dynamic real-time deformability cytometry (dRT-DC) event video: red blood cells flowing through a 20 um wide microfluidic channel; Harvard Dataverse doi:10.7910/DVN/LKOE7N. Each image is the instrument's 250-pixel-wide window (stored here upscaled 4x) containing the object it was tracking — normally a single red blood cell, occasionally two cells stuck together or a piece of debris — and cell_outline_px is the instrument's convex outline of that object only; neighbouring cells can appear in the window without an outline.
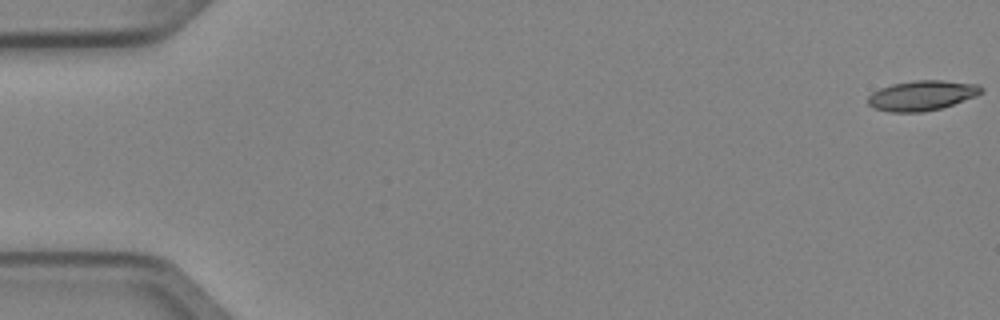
{"species": "Egyptian fruit bat (a non-hibernating species)", "species_latin": "Rousettus aegyptiacus", "temperature_condition": "cold", "stored_images_in_passage": 6, "camera_frame_rate_fps": 3000, "um_per_image_px": 0.085, "animal": {"sex": "female"}, "frame": {"image": 1, "passage_image": 1, "time_ms": 0.0, "image_size_px": [1000, 320], "cell_outline_px": [[984, 92], [976, 96], [940, 108], [924, 112], [892, 112], [876, 108], [868, 104], [868, 96], [872, 92], [880, 88], [892, 84], [916, 80], [944, 80], [980, 84], [984, 88]], "centroid_in_image_um": [78.4, 8.1], "position_along_channel_um": 6.6, "area_um2": 19.83}}
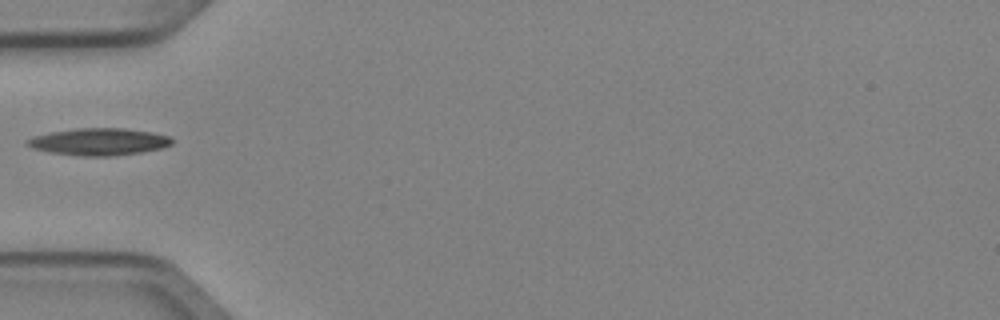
{"frame": {"image": 2, "passage_image": 5, "time_ms": 1.333, "image_size_px": [1000, 320], "cell_outline_px": [[172, 144], [160, 148], [140, 152], [112, 156], [84, 156], [48, 152], [32, 148], [24, 144], [32, 136], [48, 132], [76, 128], [124, 128], [152, 132], [172, 136]], "centroid_in_image_um": [8.38, 12.04], "position_along_channel_um": 76.6, "area_um2": 22.95}}
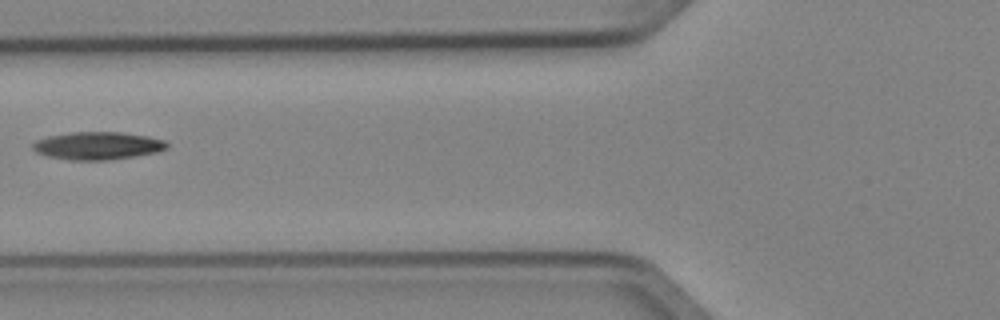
{"frame": {"image": 3, "passage_image": 6, "time_ms": 1.667, "image_size_px": [1000, 320], "cell_outline_px": [[168, 148], [156, 152], [108, 160], [68, 160], [48, 156], [36, 152], [32, 148], [32, 144], [36, 140], [48, 136], [72, 132], [120, 132], [148, 136], [164, 140], [168, 144]], "centroid_in_image_um": [8.28, 12.38], "position_along_channel_um": 117.5, "area_um2": 21.62}}